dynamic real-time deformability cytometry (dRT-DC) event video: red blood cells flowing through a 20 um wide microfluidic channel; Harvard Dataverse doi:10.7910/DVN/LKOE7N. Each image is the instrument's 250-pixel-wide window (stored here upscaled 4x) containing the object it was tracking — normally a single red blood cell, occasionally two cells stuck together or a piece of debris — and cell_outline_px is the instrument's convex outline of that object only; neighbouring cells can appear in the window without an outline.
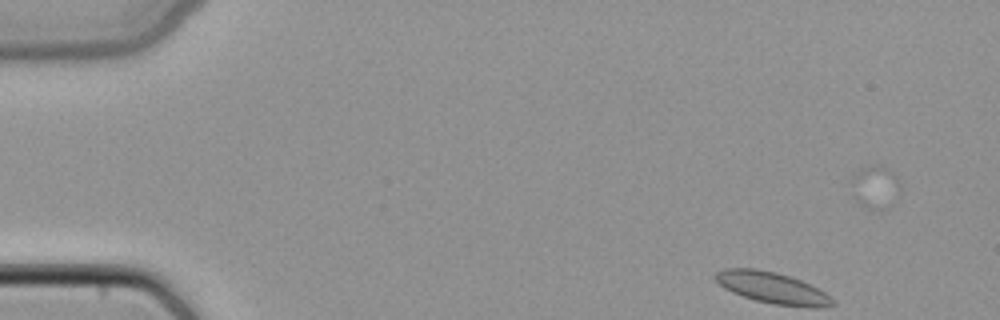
{"species": "common noctule bat (a hibernating species)", "species_latin": "Nyctalus noctula", "temperature_condition": "cold", "stored_images_in_passage": 13, "camera_frame_rate_fps": 3000, "um_per_image_px": 0.085, "animal": {"sex": "female", "body_mass_g": 22.7, "forearm_length_mm": 54.2}, "frame": {"image": 1, "passage_image": 2, "time_ms": 0.333, "image_size_px": [1000, 320], "cell_outline_px": [[900, 188], [892, 204], [888, 208], [872, 212], [864, 208], [852, 196], [852, 176], [860, 168], [876, 164], [892, 172], [896, 176], [900, 184]], "centroid_in_image_um": [74.37, 15.95], "position_along_channel_um": 10.6, "area_um2": 12.43}}
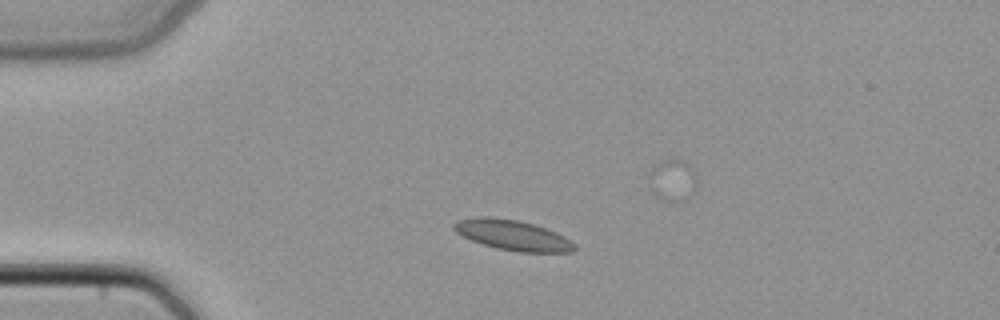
{"frame": {"image": 2, "passage_image": 9, "time_ms": 2.667, "image_size_px": [1000, 320], "cell_outline_px": [[576, 248], [572, 252], [520, 252], [496, 248], [472, 240], [456, 232], [452, 228], [452, 224], [456, 220], [476, 216], [492, 216], [516, 220], [532, 224], [556, 232], [564, 236], [576, 244]], "centroid_in_image_um": [43.55, 19.98], "position_along_channel_um": 41.4, "area_um2": 21.27}}